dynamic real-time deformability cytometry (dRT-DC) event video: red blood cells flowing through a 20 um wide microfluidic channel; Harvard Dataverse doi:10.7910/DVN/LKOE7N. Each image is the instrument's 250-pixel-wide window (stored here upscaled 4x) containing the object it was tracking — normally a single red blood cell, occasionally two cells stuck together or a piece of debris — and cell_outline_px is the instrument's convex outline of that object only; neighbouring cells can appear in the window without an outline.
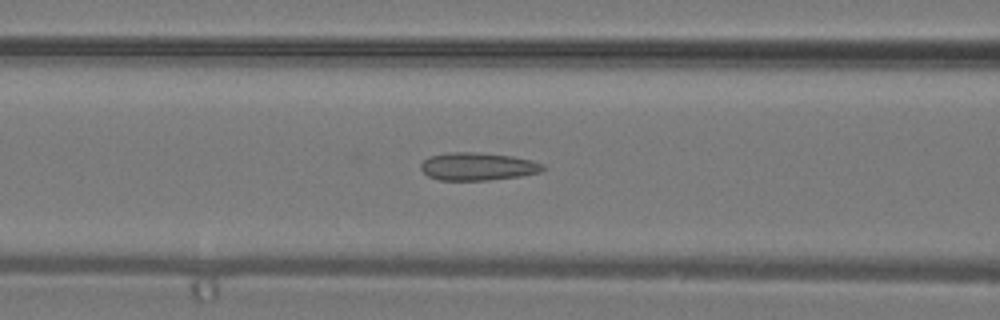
{"species": "common noctule bat (a hibernating species)", "species_latin": "Nyctalus noctula", "temperature_condition": "warm", "stored_images_in_passage": 30, "camera_frame_rate_fps": 3000, "um_per_image_px": 0.085, "animal": {"sex": "male", "body_mass_g": 19.2, "forearm_length_mm": 51.8}, "frame": {"image": 1, "passage_image": 12, "time_ms": 3.667, "image_size_px": [1000, 320], "cell_outline_px": [[548, 168], [540, 172], [520, 176], [488, 180], [440, 180], [428, 176], [420, 168], [420, 164], [428, 156], [448, 152], [476, 152], [512, 156], [532, 160], [544, 164]], "centroid_in_image_um": [40.62, 14.14], "position_along_channel_um": 126.0, "area_um2": 19.94}}
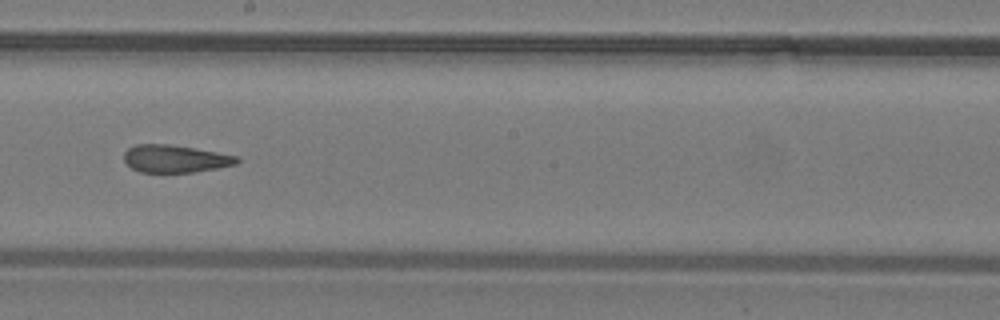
{"frame": {"image": 2, "passage_image": 18, "time_ms": 5.667, "image_size_px": [1000, 320], "cell_outline_px": [[240, 160], [236, 164], [196, 172], [140, 172], [132, 168], [124, 160], [124, 152], [128, 148], [136, 144], [168, 144], [216, 152], [236, 156]], "centroid_in_image_um": [14.86, 13.49], "position_along_channel_um": 233.3, "area_um2": 17.92}}
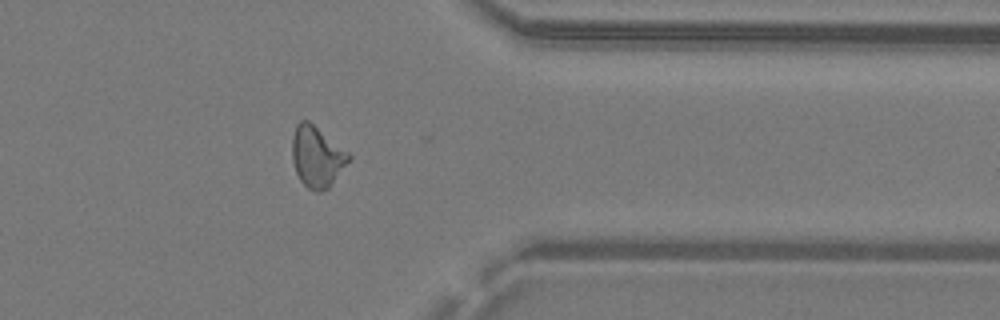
{"frame": {"image": 3, "passage_image": 27, "time_ms": 8.667, "image_size_px": [1000, 320], "cell_outline_px": [[352, 156], [328, 188], [320, 192], [316, 192], [308, 188], [300, 180], [296, 172], [292, 160], [292, 136], [296, 124], [300, 120], [308, 120], [348, 152]], "centroid_in_image_um": [26.91, 13.31], "position_along_channel_um": 384.5, "area_um2": 19.88}}